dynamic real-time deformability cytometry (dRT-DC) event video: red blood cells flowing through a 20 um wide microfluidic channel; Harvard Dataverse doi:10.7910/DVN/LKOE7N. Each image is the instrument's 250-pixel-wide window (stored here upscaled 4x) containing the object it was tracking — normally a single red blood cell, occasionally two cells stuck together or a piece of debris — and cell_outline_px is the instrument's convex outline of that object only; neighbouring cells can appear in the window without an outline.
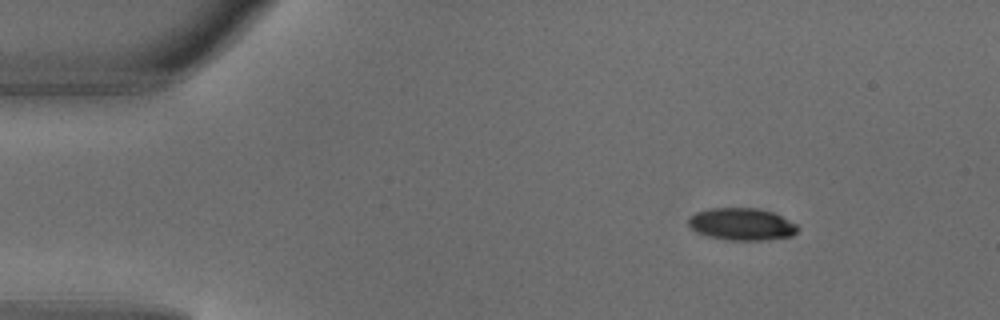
{"species": "common noctule bat (a hibernating species)", "species_latin": "Nyctalus noctula", "temperature_condition": "warm", "stored_images_in_passage": 2, "camera_frame_rate_fps": 3000, "um_per_image_px": 0.085, "animal": {"sex": "male", "body_mass_g": 18.8}, "frame": {"image": 1, "passage_image": 1, "time_ms": 0.0, "image_size_px": [1000, 320], "cell_outline_px": [[800, 228], [792, 236], [768, 240], [728, 240], [708, 236], [696, 232], [688, 224], [688, 216], [696, 212], [712, 208], [760, 208], [772, 212], [796, 224]], "centroid_in_image_um": [63.04, 19.06], "position_along_channel_um": 22.0, "area_um2": 20.58}}